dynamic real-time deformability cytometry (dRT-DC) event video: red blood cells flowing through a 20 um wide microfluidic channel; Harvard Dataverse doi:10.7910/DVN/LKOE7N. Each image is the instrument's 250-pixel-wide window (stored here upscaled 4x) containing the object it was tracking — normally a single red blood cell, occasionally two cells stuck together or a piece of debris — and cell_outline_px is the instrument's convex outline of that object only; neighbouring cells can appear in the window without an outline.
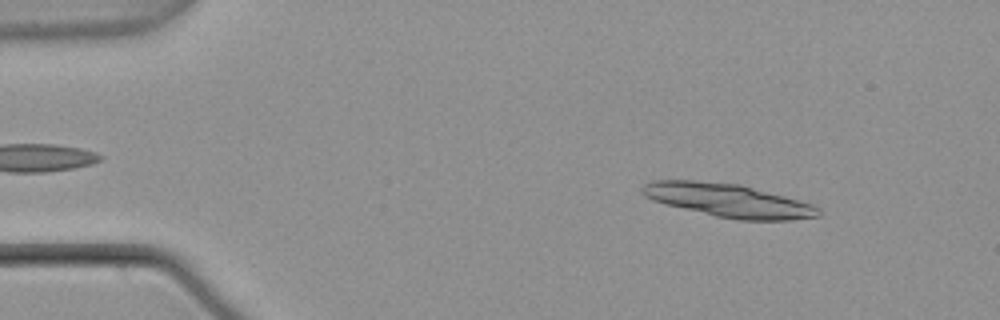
{"species": "common noctule bat (a hibernating species)", "species_latin": "Nyctalus noctula", "temperature_condition": "warm", "stored_images_in_passage": 19, "camera_frame_rate_fps": 3000, "um_per_image_px": 0.085, "animal": {"sex": "male", "body_mass_g": 21.5, "forearm_length_mm": 52.0}, "frame": {"image": 1, "passage_image": 6, "time_ms": 1.667, "image_size_px": [1000, 320], "cell_outline_px": [[820, 216], [792, 220], [736, 220], [716, 216], [652, 200], [644, 196], [640, 192], [640, 188], [644, 184], [652, 180], [696, 180], [740, 184], [784, 196], [812, 204], [820, 208]], "centroid_in_image_um": [61.9, 17.03], "position_along_channel_um": 23.1, "area_um2": 34.1}}